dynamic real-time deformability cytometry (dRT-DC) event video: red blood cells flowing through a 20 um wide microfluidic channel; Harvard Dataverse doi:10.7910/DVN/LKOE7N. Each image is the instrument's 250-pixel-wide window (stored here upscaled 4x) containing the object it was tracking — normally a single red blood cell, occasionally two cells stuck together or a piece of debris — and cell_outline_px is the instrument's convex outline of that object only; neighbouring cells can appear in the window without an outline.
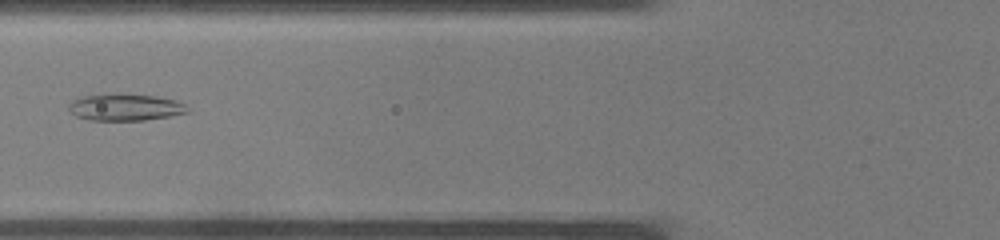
{"species": "common noctule bat (a hibernating species)", "species_latin": "Nyctalus noctula", "temperature_condition": "warm", "stored_images_in_passage": 25, "camera_frame_rate_fps": 3000, "um_per_image_px": 0.085, "animal": {"sex": "male", "body_mass_g": 19.0, "forearm_length_mm": 50.8}, "frame": {"image": 1, "passage_image": 3, "time_ms": 0.667, "image_size_px": [1000, 240], "cell_outline_px": [[188, 112], [172, 116], [144, 120], [92, 120], [76, 116], [68, 108], [68, 104], [72, 100], [84, 96], [156, 96], [176, 100], [184, 104], [188, 108]], "centroid_in_image_um": [10.68, 9.16], "position_along_channel_um": 115.1, "area_um2": 17.74}}
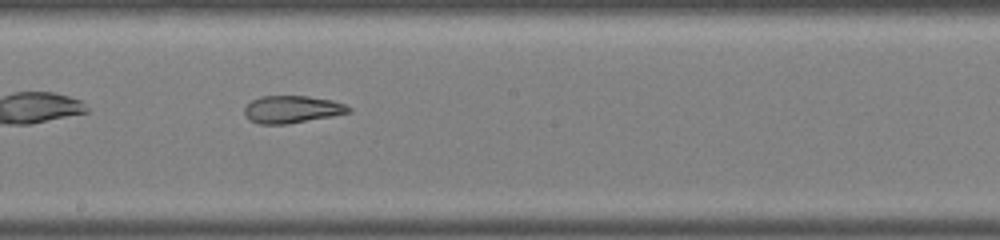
{"frame": {"image": 2, "passage_image": 9, "time_ms": 2.667, "image_size_px": [1000, 240], "cell_outline_px": [[352, 112], [332, 116], [288, 124], [260, 124], [248, 120], [244, 116], [244, 108], [252, 100], [260, 96], [308, 96], [332, 100], [344, 104], [352, 108]], "centroid_in_image_um": [24.81, 9.3], "position_along_channel_um": 223.4, "area_um2": 16.76}}
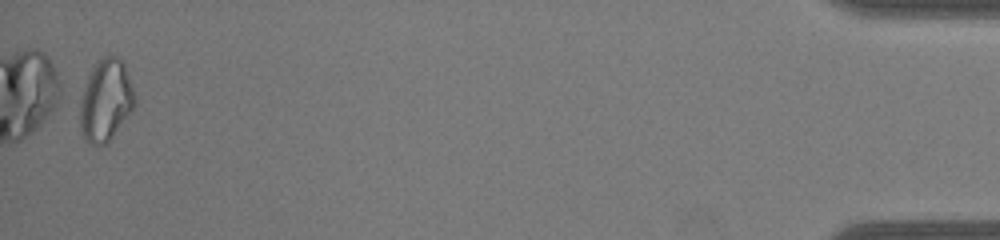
{"frame": {"image": 3, "passage_image": 25, "time_ms": 8.0, "image_size_px": [1000, 240], "cell_outline_px": [[136, 104], [108, 144], [88, 144], [80, 128], [76, 96], [92, 68], [100, 56], [120, 56], [124, 64], [136, 96]], "centroid_in_image_um": [8.93, 8.51], "position_along_channel_um": 426.3, "area_um2": 27.17}}